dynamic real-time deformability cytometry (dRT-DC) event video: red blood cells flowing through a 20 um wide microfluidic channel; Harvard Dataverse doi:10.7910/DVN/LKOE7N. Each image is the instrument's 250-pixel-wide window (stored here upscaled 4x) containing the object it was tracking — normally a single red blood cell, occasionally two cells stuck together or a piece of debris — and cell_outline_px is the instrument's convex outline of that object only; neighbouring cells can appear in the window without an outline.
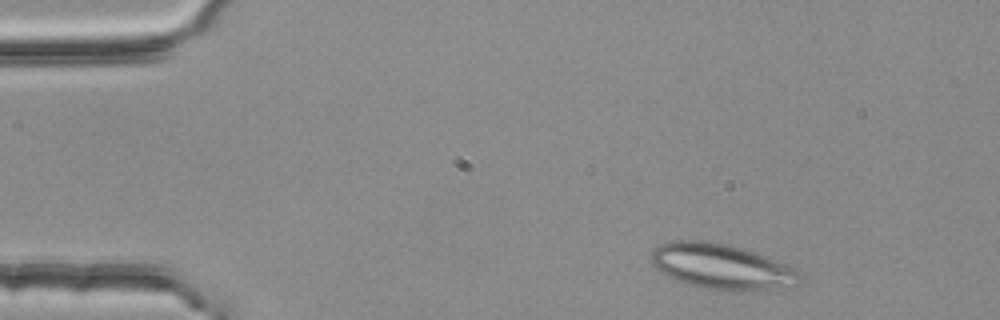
{"species": "common noctule bat (a hibernating species)", "species_latin": "Nyctalus noctula", "temperature_condition": "room temperature", "stored_images_in_passage": 2, "camera_frame_rate_fps": 3000, "um_per_image_px": 0.085, "animal": {"sex": "female", "body_mass_g": 25.1}, "frame": {"image": 1, "passage_image": 1, "time_ms": 0.0, "image_size_px": [1000, 320], "cell_outline_px": [[804, 276], [800, 284], [792, 288], [736, 292], [732, 292], [696, 288], [684, 284], [660, 272], [652, 264], [652, 252], [660, 244], [676, 240], [704, 240], [724, 244], [756, 252], [788, 264], [796, 268]], "centroid_in_image_um": [61.43, 22.71], "position_along_channel_um": 23.6, "area_um2": 40.4}}